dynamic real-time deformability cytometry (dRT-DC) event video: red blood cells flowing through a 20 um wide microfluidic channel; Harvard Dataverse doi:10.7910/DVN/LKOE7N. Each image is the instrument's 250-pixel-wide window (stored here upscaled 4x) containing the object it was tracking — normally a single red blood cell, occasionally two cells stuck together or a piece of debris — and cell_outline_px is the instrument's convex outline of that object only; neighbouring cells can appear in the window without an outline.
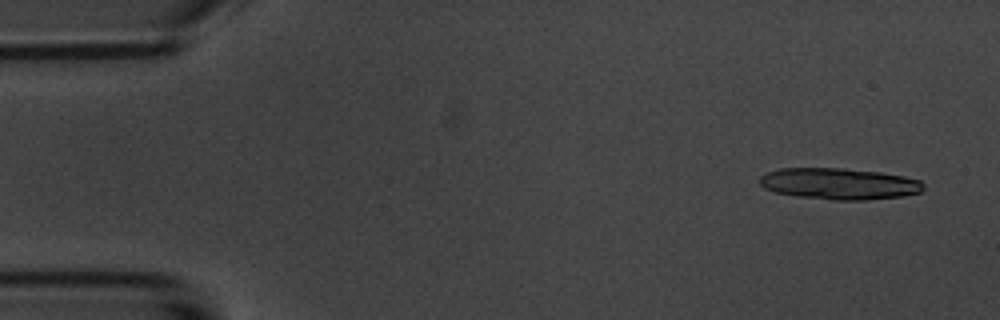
{"species": "common noctule bat (a hibernating species)", "species_latin": "Nyctalus noctula", "temperature_condition": "room temperature", "stored_images_in_passage": 4, "camera_frame_rate_fps": 3000, "um_per_image_px": 0.085, "animal": {"sex": "male", "body_mass_g": 20.1, "forearm_length_mm": 53.5}, "frame": {"image": 1, "passage_image": 1, "time_ms": 0.0, "image_size_px": [1000, 320], "cell_outline_px": [[924, 188], [920, 192], [904, 196], [868, 200], [832, 200], [796, 196], [776, 192], [764, 188], [760, 184], [760, 176], [768, 172], [780, 168], [844, 168], [880, 172], [904, 176], [920, 180], [924, 184]], "centroid_in_image_um": [71.35, 15.62], "position_along_channel_um": 13.6, "area_um2": 30.11}}